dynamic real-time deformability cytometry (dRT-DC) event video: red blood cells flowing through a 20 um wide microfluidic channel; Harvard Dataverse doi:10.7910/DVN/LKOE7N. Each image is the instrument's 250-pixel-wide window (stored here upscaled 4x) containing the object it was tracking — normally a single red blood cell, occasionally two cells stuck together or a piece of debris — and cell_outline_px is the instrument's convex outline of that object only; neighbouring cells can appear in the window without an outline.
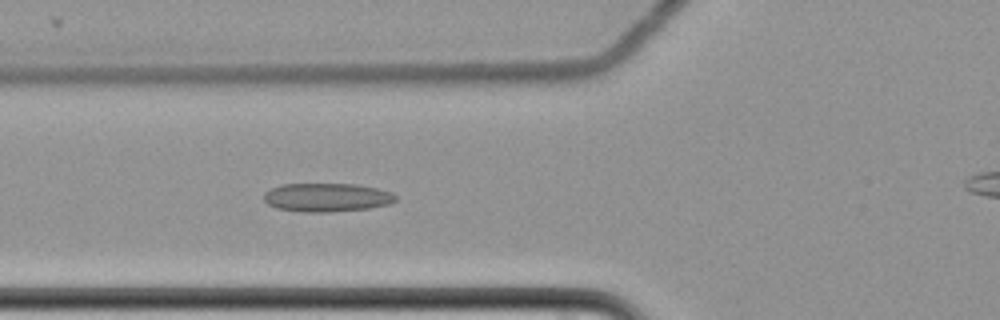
{"species": "common noctule bat (a hibernating species)", "species_latin": "Nyctalus noctula", "temperature_condition": "cold", "stored_images_in_passage": 56, "camera_frame_rate_fps": 3000, "um_per_image_px": 0.085, "animal": {"sex": "female", "body_mass_g": 22.7, "forearm_length_mm": 54.2}, "frame": {"image": 1, "passage_image": 25, "time_ms": 8.0, "image_size_px": [1000, 320], "cell_outline_px": [[396, 200], [392, 204], [368, 208], [328, 212], [304, 212], [276, 208], [268, 204], [264, 200], [264, 192], [280, 184], [356, 184], [376, 188], [392, 192], [396, 196]], "centroid_in_image_um": [27.78, 16.78], "position_along_channel_um": 98.0, "area_um2": 22.02}}
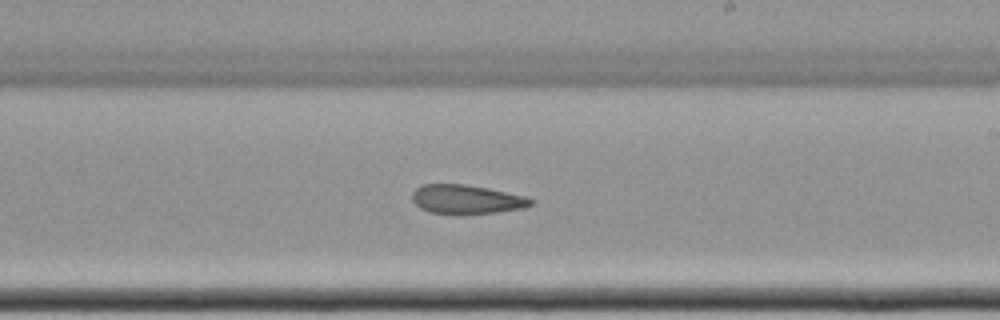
{"frame": {"image": 2, "passage_image": 38, "time_ms": 12.333, "image_size_px": [1000, 320], "cell_outline_px": [[536, 200], [532, 204], [524, 208], [496, 212], [432, 212], [420, 208], [412, 200], [412, 192], [420, 184], [464, 184], [488, 188], [524, 196]], "centroid_in_image_um": [39.65, 16.91], "position_along_channel_um": 249.3, "area_um2": 19.54}}
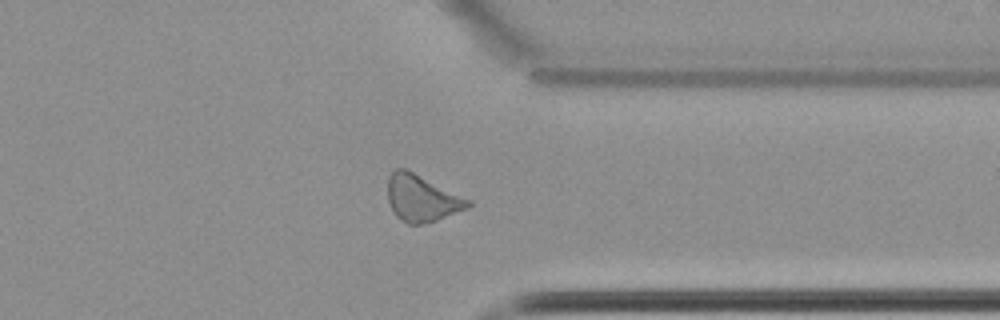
{"frame": {"image": 3, "passage_image": 49, "time_ms": 16.0, "image_size_px": [1000, 320], "cell_outline_px": [[472, 204], [468, 208], [436, 220], [420, 224], [408, 224], [400, 220], [396, 216], [388, 200], [388, 176], [396, 168], [404, 168], [472, 200]], "centroid_in_image_um": [35.85, 16.85], "position_along_channel_um": 375.5, "area_um2": 21.62}}